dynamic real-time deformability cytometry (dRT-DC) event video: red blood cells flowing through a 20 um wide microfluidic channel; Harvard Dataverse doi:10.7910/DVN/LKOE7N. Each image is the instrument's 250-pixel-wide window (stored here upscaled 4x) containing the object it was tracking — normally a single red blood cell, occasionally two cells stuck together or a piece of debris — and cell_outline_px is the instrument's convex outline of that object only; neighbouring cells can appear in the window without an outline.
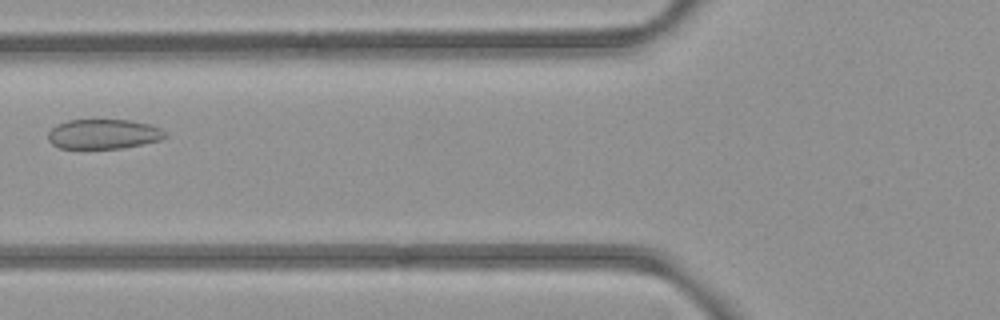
{"species": "common noctule bat (a hibernating species)", "species_latin": "Nyctalus noctula", "temperature_condition": "room temperature", "stored_images_in_passage": 3, "camera_frame_rate_fps": 3000, "um_per_image_px": 0.085, "animal": {"sex": "female", "body_mass_g": 21.9}, "frame": {"image": 1, "passage_image": 2, "time_ms": 1.333, "image_size_px": [1000, 320], "cell_outline_px": [[168, 136], [160, 140], [120, 148], [60, 148], [52, 144], [48, 140], [48, 132], [56, 124], [68, 120], [128, 120], [148, 124], [160, 128]], "centroid_in_image_um": [8.76, 11.39], "position_along_channel_um": 117.0, "area_um2": 20.11}}
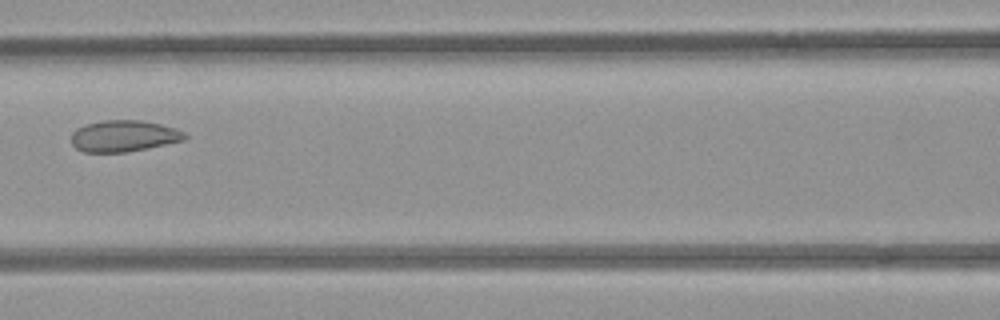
{"frame": {"image": 2, "passage_image": 3, "time_ms": 2.333, "image_size_px": [1000, 320], "cell_outline_px": [[188, 136], [184, 140], [148, 148], [124, 152], [84, 152], [76, 148], [72, 144], [72, 132], [76, 128], [84, 124], [104, 120], [140, 120], [160, 124], [176, 128], [184, 132]], "centroid_in_image_um": [10.51, 11.55], "position_along_channel_um": 156.1, "area_um2": 20.81}}